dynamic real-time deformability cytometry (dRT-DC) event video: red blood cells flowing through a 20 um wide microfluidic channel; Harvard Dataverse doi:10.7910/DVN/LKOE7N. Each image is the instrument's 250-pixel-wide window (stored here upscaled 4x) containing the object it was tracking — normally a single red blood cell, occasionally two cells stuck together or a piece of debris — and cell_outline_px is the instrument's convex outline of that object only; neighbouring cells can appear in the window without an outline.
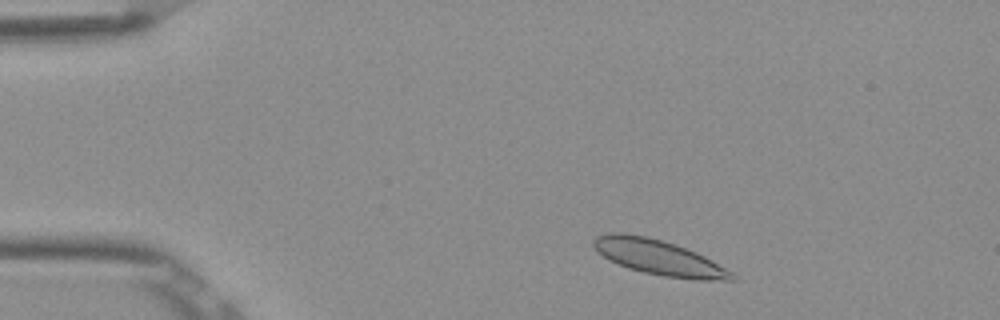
{"species": "Egyptian fruit bat (a non-hibernating species)", "species_latin": "Rousettus aegyptiacus", "temperature_condition": "room temperature", "stored_images_in_passage": 4, "camera_frame_rate_fps": 3000, "um_per_image_px": 0.085, "frame": {"image": 1, "passage_image": 2, "time_ms": 0.333, "image_size_px": [1000, 320], "cell_outline_px": [[736, 280], [696, 280], [664, 276], [644, 272], [628, 268], [604, 256], [592, 244], [592, 240], [596, 236], [608, 232], [620, 232], [648, 236], [696, 252], [704, 256], [732, 272], [736, 276]], "centroid_in_image_um": [56.0, 21.88], "position_along_channel_um": 29.0, "area_um2": 27.86}}